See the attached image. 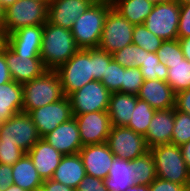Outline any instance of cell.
Segmentation results:
<instances>
[{
    "mask_svg": "<svg viewBox=\"0 0 190 191\" xmlns=\"http://www.w3.org/2000/svg\"><path fill=\"white\" fill-rule=\"evenodd\" d=\"M78 50L71 30L49 21L43 25L40 58L46 70L56 71Z\"/></svg>",
    "mask_w": 190,
    "mask_h": 191,
    "instance_id": "6da1fadb",
    "label": "cell"
},
{
    "mask_svg": "<svg viewBox=\"0 0 190 191\" xmlns=\"http://www.w3.org/2000/svg\"><path fill=\"white\" fill-rule=\"evenodd\" d=\"M111 0H96L73 23L71 33L79 49L98 48Z\"/></svg>",
    "mask_w": 190,
    "mask_h": 191,
    "instance_id": "7a4b0ae2",
    "label": "cell"
},
{
    "mask_svg": "<svg viewBox=\"0 0 190 191\" xmlns=\"http://www.w3.org/2000/svg\"><path fill=\"white\" fill-rule=\"evenodd\" d=\"M23 112L54 103L64 97L56 71L46 70L41 76L22 84Z\"/></svg>",
    "mask_w": 190,
    "mask_h": 191,
    "instance_id": "3957f363",
    "label": "cell"
},
{
    "mask_svg": "<svg viewBox=\"0 0 190 191\" xmlns=\"http://www.w3.org/2000/svg\"><path fill=\"white\" fill-rule=\"evenodd\" d=\"M154 159L158 178L183 186L190 185V173L182 156L180 146L164 144L149 149Z\"/></svg>",
    "mask_w": 190,
    "mask_h": 191,
    "instance_id": "277c9868",
    "label": "cell"
},
{
    "mask_svg": "<svg viewBox=\"0 0 190 191\" xmlns=\"http://www.w3.org/2000/svg\"><path fill=\"white\" fill-rule=\"evenodd\" d=\"M64 96L69 97L93 78V48L79 49L56 70Z\"/></svg>",
    "mask_w": 190,
    "mask_h": 191,
    "instance_id": "5b68a950",
    "label": "cell"
},
{
    "mask_svg": "<svg viewBox=\"0 0 190 191\" xmlns=\"http://www.w3.org/2000/svg\"><path fill=\"white\" fill-rule=\"evenodd\" d=\"M48 21V4L39 0H18L5 9L4 28L7 34L33 25H44Z\"/></svg>",
    "mask_w": 190,
    "mask_h": 191,
    "instance_id": "8992f818",
    "label": "cell"
},
{
    "mask_svg": "<svg viewBox=\"0 0 190 191\" xmlns=\"http://www.w3.org/2000/svg\"><path fill=\"white\" fill-rule=\"evenodd\" d=\"M134 25L113 7L108 11L98 48L113 54L132 44Z\"/></svg>",
    "mask_w": 190,
    "mask_h": 191,
    "instance_id": "52a82bcc",
    "label": "cell"
},
{
    "mask_svg": "<svg viewBox=\"0 0 190 191\" xmlns=\"http://www.w3.org/2000/svg\"><path fill=\"white\" fill-rule=\"evenodd\" d=\"M179 16L180 4L176 0L170 3L154 4L144 25L163 41L178 39Z\"/></svg>",
    "mask_w": 190,
    "mask_h": 191,
    "instance_id": "ba28073f",
    "label": "cell"
},
{
    "mask_svg": "<svg viewBox=\"0 0 190 191\" xmlns=\"http://www.w3.org/2000/svg\"><path fill=\"white\" fill-rule=\"evenodd\" d=\"M41 137L30 115L25 112L15 114L0 126V141L17 143L27 153Z\"/></svg>",
    "mask_w": 190,
    "mask_h": 191,
    "instance_id": "9c48e42d",
    "label": "cell"
},
{
    "mask_svg": "<svg viewBox=\"0 0 190 191\" xmlns=\"http://www.w3.org/2000/svg\"><path fill=\"white\" fill-rule=\"evenodd\" d=\"M107 144L116 158L134 160L149 152L145 137L125 126H112Z\"/></svg>",
    "mask_w": 190,
    "mask_h": 191,
    "instance_id": "30bf717a",
    "label": "cell"
},
{
    "mask_svg": "<svg viewBox=\"0 0 190 191\" xmlns=\"http://www.w3.org/2000/svg\"><path fill=\"white\" fill-rule=\"evenodd\" d=\"M110 96L111 92L100 81L88 82L69 96L72 113L79 115L95 111H108Z\"/></svg>",
    "mask_w": 190,
    "mask_h": 191,
    "instance_id": "8fae6325",
    "label": "cell"
},
{
    "mask_svg": "<svg viewBox=\"0 0 190 191\" xmlns=\"http://www.w3.org/2000/svg\"><path fill=\"white\" fill-rule=\"evenodd\" d=\"M28 114L41 138L53 131L61 123L73 118L71 101L67 96L54 103L31 110Z\"/></svg>",
    "mask_w": 190,
    "mask_h": 191,
    "instance_id": "7c38bea8",
    "label": "cell"
},
{
    "mask_svg": "<svg viewBox=\"0 0 190 191\" xmlns=\"http://www.w3.org/2000/svg\"><path fill=\"white\" fill-rule=\"evenodd\" d=\"M73 117L76 119L83 146L107 142L112 127L108 111H95Z\"/></svg>",
    "mask_w": 190,
    "mask_h": 191,
    "instance_id": "4fadbf2b",
    "label": "cell"
},
{
    "mask_svg": "<svg viewBox=\"0 0 190 191\" xmlns=\"http://www.w3.org/2000/svg\"><path fill=\"white\" fill-rule=\"evenodd\" d=\"M5 58L12 80L24 84L41 76L46 68L40 56L18 55L8 44Z\"/></svg>",
    "mask_w": 190,
    "mask_h": 191,
    "instance_id": "5bb4252c",
    "label": "cell"
},
{
    "mask_svg": "<svg viewBox=\"0 0 190 191\" xmlns=\"http://www.w3.org/2000/svg\"><path fill=\"white\" fill-rule=\"evenodd\" d=\"M79 154L82 158L86 175L105 180L115 156L107 142L84 145Z\"/></svg>",
    "mask_w": 190,
    "mask_h": 191,
    "instance_id": "9a60e30c",
    "label": "cell"
},
{
    "mask_svg": "<svg viewBox=\"0 0 190 191\" xmlns=\"http://www.w3.org/2000/svg\"><path fill=\"white\" fill-rule=\"evenodd\" d=\"M96 0H51L48 4V21L65 29H72L75 20Z\"/></svg>",
    "mask_w": 190,
    "mask_h": 191,
    "instance_id": "2e32d148",
    "label": "cell"
},
{
    "mask_svg": "<svg viewBox=\"0 0 190 191\" xmlns=\"http://www.w3.org/2000/svg\"><path fill=\"white\" fill-rule=\"evenodd\" d=\"M62 155L79 153L83 147L76 119L73 117L58 125L53 131L42 137Z\"/></svg>",
    "mask_w": 190,
    "mask_h": 191,
    "instance_id": "e0dca14e",
    "label": "cell"
},
{
    "mask_svg": "<svg viewBox=\"0 0 190 191\" xmlns=\"http://www.w3.org/2000/svg\"><path fill=\"white\" fill-rule=\"evenodd\" d=\"M43 25L21 27L8 34V45L18 54L40 56Z\"/></svg>",
    "mask_w": 190,
    "mask_h": 191,
    "instance_id": "ac0fdd59",
    "label": "cell"
},
{
    "mask_svg": "<svg viewBox=\"0 0 190 191\" xmlns=\"http://www.w3.org/2000/svg\"><path fill=\"white\" fill-rule=\"evenodd\" d=\"M42 180L51 179L63 155L40 138L27 152Z\"/></svg>",
    "mask_w": 190,
    "mask_h": 191,
    "instance_id": "d6986e66",
    "label": "cell"
},
{
    "mask_svg": "<svg viewBox=\"0 0 190 191\" xmlns=\"http://www.w3.org/2000/svg\"><path fill=\"white\" fill-rule=\"evenodd\" d=\"M137 96L155 110L175 108V93L163 80H144Z\"/></svg>",
    "mask_w": 190,
    "mask_h": 191,
    "instance_id": "ffe728a7",
    "label": "cell"
},
{
    "mask_svg": "<svg viewBox=\"0 0 190 191\" xmlns=\"http://www.w3.org/2000/svg\"><path fill=\"white\" fill-rule=\"evenodd\" d=\"M173 128L174 108L156 110L144 136L148 148L171 144Z\"/></svg>",
    "mask_w": 190,
    "mask_h": 191,
    "instance_id": "44dd1931",
    "label": "cell"
},
{
    "mask_svg": "<svg viewBox=\"0 0 190 191\" xmlns=\"http://www.w3.org/2000/svg\"><path fill=\"white\" fill-rule=\"evenodd\" d=\"M86 176V171L79 153L63 155L53 173L52 180L76 189L81 180Z\"/></svg>",
    "mask_w": 190,
    "mask_h": 191,
    "instance_id": "7402d4cb",
    "label": "cell"
},
{
    "mask_svg": "<svg viewBox=\"0 0 190 191\" xmlns=\"http://www.w3.org/2000/svg\"><path fill=\"white\" fill-rule=\"evenodd\" d=\"M20 112H23L22 84L14 80L0 84V122L3 123Z\"/></svg>",
    "mask_w": 190,
    "mask_h": 191,
    "instance_id": "603a6c76",
    "label": "cell"
},
{
    "mask_svg": "<svg viewBox=\"0 0 190 191\" xmlns=\"http://www.w3.org/2000/svg\"><path fill=\"white\" fill-rule=\"evenodd\" d=\"M12 177V183L26 191H37L42 188L43 180L27 153L12 165Z\"/></svg>",
    "mask_w": 190,
    "mask_h": 191,
    "instance_id": "cb8c5ba5",
    "label": "cell"
},
{
    "mask_svg": "<svg viewBox=\"0 0 190 191\" xmlns=\"http://www.w3.org/2000/svg\"><path fill=\"white\" fill-rule=\"evenodd\" d=\"M137 99V95L122 92L111 93L108 107L111 126H126L129 123Z\"/></svg>",
    "mask_w": 190,
    "mask_h": 191,
    "instance_id": "d4e9b609",
    "label": "cell"
},
{
    "mask_svg": "<svg viewBox=\"0 0 190 191\" xmlns=\"http://www.w3.org/2000/svg\"><path fill=\"white\" fill-rule=\"evenodd\" d=\"M134 175L135 172L130 168V160L115 157L104 183L107 190L125 191L136 184Z\"/></svg>",
    "mask_w": 190,
    "mask_h": 191,
    "instance_id": "484cf974",
    "label": "cell"
},
{
    "mask_svg": "<svg viewBox=\"0 0 190 191\" xmlns=\"http://www.w3.org/2000/svg\"><path fill=\"white\" fill-rule=\"evenodd\" d=\"M113 8L133 25L144 24L154 4L148 0H111Z\"/></svg>",
    "mask_w": 190,
    "mask_h": 191,
    "instance_id": "4316f807",
    "label": "cell"
},
{
    "mask_svg": "<svg viewBox=\"0 0 190 191\" xmlns=\"http://www.w3.org/2000/svg\"><path fill=\"white\" fill-rule=\"evenodd\" d=\"M168 68L167 83L177 94L190 88V61L187 59L180 60L176 63H166Z\"/></svg>",
    "mask_w": 190,
    "mask_h": 191,
    "instance_id": "83f0119b",
    "label": "cell"
},
{
    "mask_svg": "<svg viewBox=\"0 0 190 191\" xmlns=\"http://www.w3.org/2000/svg\"><path fill=\"white\" fill-rule=\"evenodd\" d=\"M130 168L135 172L136 184L150 185L157 178L154 159L150 151L131 160Z\"/></svg>",
    "mask_w": 190,
    "mask_h": 191,
    "instance_id": "f1b7e54d",
    "label": "cell"
},
{
    "mask_svg": "<svg viewBox=\"0 0 190 191\" xmlns=\"http://www.w3.org/2000/svg\"><path fill=\"white\" fill-rule=\"evenodd\" d=\"M155 111L146 101L138 98L132 112V118H130L129 123L125 127L145 136Z\"/></svg>",
    "mask_w": 190,
    "mask_h": 191,
    "instance_id": "f546056e",
    "label": "cell"
},
{
    "mask_svg": "<svg viewBox=\"0 0 190 191\" xmlns=\"http://www.w3.org/2000/svg\"><path fill=\"white\" fill-rule=\"evenodd\" d=\"M144 80H163L167 81L168 68L161 63L156 53L145 50V59L139 67Z\"/></svg>",
    "mask_w": 190,
    "mask_h": 191,
    "instance_id": "4dcf8cb0",
    "label": "cell"
},
{
    "mask_svg": "<svg viewBox=\"0 0 190 191\" xmlns=\"http://www.w3.org/2000/svg\"><path fill=\"white\" fill-rule=\"evenodd\" d=\"M112 56L117 63L125 68L140 67L145 59V50L131 44L115 51Z\"/></svg>",
    "mask_w": 190,
    "mask_h": 191,
    "instance_id": "1f68e13d",
    "label": "cell"
},
{
    "mask_svg": "<svg viewBox=\"0 0 190 191\" xmlns=\"http://www.w3.org/2000/svg\"><path fill=\"white\" fill-rule=\"evenodd\" d=\"M163 40L150 32L144 24L134 25L132 44L141 47L147 52L156 53Z\"/></svg>",
    "mask_w": 190,
    "mask_h": 191,
    "instance_id": "d6a6232c",
    "label": "cell"
},
{
    "mask_svg": "<svg viewBox=\"0 0 190 191\" xmlns=\"http://www.w3.org/2000/svg\"><path fill=\"white\" fill-rule=\"evenodd\" d=\"M190 141V114L174 108V128L171 144L181 146Z\"/></svg>",
    "mask_w": 190,
    "mask_h": 191,
    "instance_id": "836d02e7",
    "label": "cell"
},
{
    "mask_svg": "<svg viewBox=\"0 0 190 191\" xmlns=\"http://www.w3.org/2000/svg\"><path fill=\"white\" fill-rule=\"evenodd\" d=\"M124 78V67L114 59L106 66L105 74L100 82L111 92H122V83Z\"/></svg>",
    "mask_w": 190,
    "mask_h": 191,
    "instance_id": "e575fe53",
    "label": "cell"
},
{
    "mask_svg": "<svg viewBox=\"0 0 190 191\" xmlns=\"http://www.w3.org/2000/svg\"><path fill=\"white\" fill-rule=\"evenodd\" d=\"M156 54L163 64L176 63L184 59L178 39L163 41Z\"/></svg>",
    "mask_w": 190,
    "mask_h": 191,
    "instance_id": "d590c367",
    "label": "cell"
},
{
    "mask_svg": "<svg viewBox=\"0 0 190 191\" xmlns=\"http://www.w3.org/2000/svg\"><path fill=\"white\" fill-rule=\"evenodd\" d=\"M143 82L144 78L139 67H124L122 93L137 95Z\"/></svg>",
    "mask_w": 190,
    "mask_h": 191,
    "instance_id": "8d00e7d4",
    "label": "cell"
},
{
    "mask_svg": "<svg viewBox=\"0 0 190 191\" xmlns=\"http://www.w3.org/2000/svg\"><path fill=\"white\" fill-rule=\"evenodd\" d=\"M25 152L17 146V143L0 141V163L14 165Z\"/></svg>",
    "mask_w": 190,
    "mask_h": 191,
    "instance_id": "74e56055",
    "label": "cell"
},
{
    "mask_svg": "<svg viewBox=\"0 0 190 191\" xmlns=\"http://www.w3.org/2000/svg\"><path fill=\"white\" fill-rule=\"evenodd\" d=\"M113 59L112 54L107 53L100 48H93V78L100 81L105 74L106 66Z\"/></svg>",
    "mask_w": 190,
    "mask_h": 191,
    "instance_id": "f35d334b",
    "label": "cell"
},
{
    "mask_svg": "<svg viewBox=\"0 0 190 191\" xmlns=\"http://www.w3.org/2000/svg\"><path fill=\"white\" fill-rule=\"evenodd\" d=\"M190 37V3L180 4L178 39Z\"/></svg>",
    "mask_w": 190,
    "mask_h": 191,
    "instance_id": "ab89813d",
    "label": "cell"
},
{
    "mask_svg": "<svg viewBox=\"0 0 190 191\" xmlns=\"http://www.w3.org/2000/svg\"><path fill=\"white\" fill-rule=\"evenodd\" d=\"M75 191H108L104 180L86 175L78 184Z\"/></svg>",
    "mask_w": 190,
    "mask_h": 191,
    "instance_id": "60d3db41",
    "label": "cell"
},
{
    "mask_svg": "<svg viewBox=\"0 0 190 191\" xmlns=\"http://www.w3.org/2000/svg\"><path fill=\"white\" fill-rule=\"evenodd\" d=\"M185 186L156 178L150 185L149 191H182Z\"/></svg>",
    "mask_w": 190,
    "mask_h": 191,
    "instance_id": "b9f144b4",
    "label": "cell"
},
{
    "mask_svg": "<svg viewBox=\"0 0 190 191\" xmlns=\"http://www.w3.org/2000/svg\"><path fill=\"white\" fill-rule=\"evenodd\" d=\"M175 109L190 114V88L175 94Z\"/></svg>",
    "mask_w": 190,
    "mask_h": 191,
    "instance_id": "7bdbcfd3",
    "label": "cell"
},
{
    "mask_svg": "<svg viewBox=\"0 0 190 191\" xmlns=\"http://www.w3.org/2000/svg\"><path fill=\"white\" fill-rule=\"evenodd\" d=\"M12 166L0 163V191L12 185Z\"/></svg>",
    "mask_w": 190,
    "mask_h": 191,
    "instance_id": "ee69618b",
    "label": "cell"
},
{
    "mask_svg": "<svg viewBox=\"0 0 190 191\" xmlns=\"http://www.w3.org/2000/svg\"><path fill=\"white\" fill-rule=\"evenodd\" d=\"M9 81H12V77L9 72L4 49L0 52V84H5Z\"/></svg>",
    "mask_w": 190,
    "mask_h": 191,
    "instance_id": "f6af8a7d",
    "label": "cell"
},
{
    "mask_svg": "<svg viewBox=\"0 0 190 191\" xmlns=\"http://www.w3.org/2000/svg\"><path fill=\"white\" fill-rule=\"evenodd\" d=\"M41 189L43 191H75L72 187L66 186L52 179L44 180Z\"/></svg>",
    "mask_w": 190,
    "mask_h": 191,
    "instance_id": "bcb514c9",
    "label": "cell"
},
{
    "mask_svg": "<svg viewBox=\"0 0 190 191\" xmlns=\"http://www.w3.org/2000/svg\"><path fill=\"white\" fill-rule=\"evenodd\" d=\"M184 58L190 61V37L178 39Z\"/></svg>",
    "mask_w": 190,
    "mask_h": 191,
    "instance_id": "7dc6e473",
    "label": "cell"
},
{
    "mask_svg": "<svg viewBox=\"0 0 190 191\" xmlns=\"http://www.w3.org/2000/svg\"><path fill=\"white\" fill-rule=\"evenodd\" d=\"M182 156L190 173V141L180 146Z\"/></svg>",
    "mask_w": 190,
    "mask_h": 191,
    "instance_id": "c3c4849f",
    "label": "cell"
},
{
    "mask_svg": "<svg viewBox=\"0 0 190 191\" xmlns=\"http://www.w3.org/2000/svg\"><path fill=\"white\" fill-rule=\"evenodd\" d=\"M8 44V34L4 26H0V52L5 49Z\"/></svg>",
    "mask_w": 190,
    "mask_h": 191,
    "instance_id": "681fc988",
    "label": "cell"
},
{
    "mask_svg": "<svg viewBox=\"0 0 190 191\" xmlns=\"http://www.w3.org/2000/svg\"><path fill=\"white\" fill-rule=\"evenodd\" d=\"M125 191H149V185L135 184L127 188Z\"/></svg>",
    "mask_w": 190,
    "mask_h": 191,
    "instance_id": "f907efd6",
    "label": "cell"
},
{
    "mask_svg": "<svg viewBox=\"0 0 190 191\" xmlns=\"http://www.w3.org/2000/svg\"><path fill=\"white\" fill-rule=\"evenodd\" d=\"M18 0H0V3L4 9H7L9 6L13 5Z\"/></svg>",
    "mask_w": 190,
    "mask_h": 191,
    "instance_id": "816d5d0a",
    "label": "cell"
},
{
    "mask_svg": "<svg viewBox=\"0 0 190 191\" xmlns=\"http://www.w3.org/2000/svg\"><path fill=\"white\" fill-rule=\"evenodd\" d=\"M5 21V9L2 7L0 3V26H4Z\"/></svg>",
    "mask_w": 190,
    "mask_h": 191,
    "instance_id": "f5cc1de1",
    "label": "cell"
},
{
    "mask_svg": "<svg viewBox=\"0 0 190 191\" xmlns=\"http://www.w3.org/2000/svg\"><path fill=\"white\" fill-rule=\"evenodd\" d=\"M3 191H26L24 189H22L21 187L15 185V184H12L10 186H8L5 190Z\"/></svg>",
    "mask_w": 190,
    "mask_h": 191,
    "instance_id": "db71d44e",
    "label": "cell"
},
{
    "mask_svg": "<svg viewBox=\"0 0 190 191\" xmlns=\"http://www.w3.org/2000/svg\"><path fill=\"white\" fill-rule=\"evenodd\" d=\"M148 1H150L153 4H161V3H170V2H173L175 0H148Z\"/></svg>",
    "mask_w": 190,
    "mask_h": 191,
    "instance_id": "11a10c76",
    "label": "cell"
},
{
    "mask_svg": "<svg viewBox=\"0 0 190 191\" xmlns=\"http://www.w3.org/2000/svg\"><path fill=\"white\" fill-rule=\"evenodd\" d=\"M179 4H187L190 3V0H176Z\"/></svg>",
    "mask_w": 190,
    "mask_h": 191,
    "instance_id": "9f6ffc18",
    "label": "cell"
},
{
    "mask_svg": "<svg viewBox=\"0 0 190 191\" xmlns=\"http://www.w3.org/2000/svg\"><path fill=\"white\" fill-rule=\"evenodd\" d=\"M182 191H190V185H189V186L184 187V189H183Z\"/></svg>",
    "mask_w": 190,
    "mask_h": 191,
    "instance_id": "6f0895ef",
    "label": "cell"
},
{
    "mask_svg": "<svg viewBox=\"0 0 190 191\" xmlns=\"http://www.w3.org/2000/svg\"><path fill=\"white\" fill-rule=\"evenodd\" d=\"M39 1H43V2H46L47 4H49L51 0H39Z\"/></svg>",
    "mask_w": 190,
    "mask_h": 191,
    "instance_id": "680465c9",
    "label": "cell"
}]
</instances>
